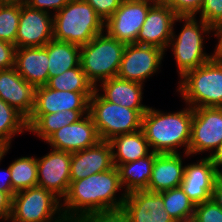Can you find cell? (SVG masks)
<instances>
[{"mask_svg":"<svg viewBox=\"0 0 222 222\" xmlns=\"http://www.w3.org/2000/svg\"><path fill=\"white\" fill-rule=\"evenodd\" d=\"M35 89L15 68L0 70V99L14 107L26 119L34 109Z\"/></svg>","mask_w":222,"mask_h":222,"instance_id":"ac0fdd59","label":"cell"},{"mask_svg":"<svg viewBox=\"0 0 222 222\" xmlns=\"http://www.w3.org/2000/svg\"><path fill=\"white\" fill-rule=\"evenodd\" d=\"M211 199L222 209V188L215 183Z\"/></svg>","mask_w":222,"mask_h":222,"instance_id":"ee69618b","label":"cell"},{"mask_svg":"<svg viewBox=\"0 0 222 222\" xmlns=\"http://www.w3.org/2000/svg\"><path fill=\"white\" fill-rule=\"evenodd\" d=\"M180 153H163L156 156L146 191L160 193L181 186L185 166Z\"/></svg>","mask_w":222,"mask_h":222,"instance_id":"44dd1931","label":"cell"},{"mask_svg":"<svg viewBox=\"0 0 222 222\" xmlns=\"http://www.w3.org/2000/svg\"><path fill=\"white\" fill-rule=\"evenodd\" d=\"M48 60L44 47L16 48L14 68L35 88L45 86L49 79Z\"/></svg>","mask_w":222,"mask_h":222,"instance_id":"7402d4cb","label":"cell"},{"mask_svg":"<svg viewBox=\"0 0 222 222\" xmlns=\"http://www.w3.org/2000/svg\"><path fill=\"white\" fill-rule=\"evenodd\" d=\"M192 120L193 108L189 105L173 113L148 107L142 116L141 129L152 152L178 153V148L184 146L186 157L189 156Z\"/></svg>","mask_w":222,"mask_h":222,"instance_id":"7a4b0ae2","label":"cell"},{"mask_svg":"<svg viewBox=\"0 0 222 222\" xmlns=\"http://www.w3.org/2000/svg\"><path fill=\"white\" fill-rule=\"evenodd\" d=\"M129 222H175L164 208L160 193L136 190L126 194L122 206Z\"/></svg>","mask_w":222,"mask_h":222,"instance_id":"2e32d148","label":"cell"},{"mask_svg":"<svg viewBox=\"0 0 222 222\" xmlns=\"http://www.w3.org/2000/svg\"><path fill=\"white\" fill-rule=\"evenodd\" d=\"M143 85L139 82L113 77L102 81L95 90L106 101L134 110H147L149 106L142 104ZM100 86V87H98ZM103 94H100V89Z\"/></svg>","mask_w":222,"mask_h":222,"instance_id":"603a6c76","label":"cell"},{"mask_svg":"<svg viewBox=\"0 0 222 222\" xmlns=\"http://www.w3.org/2000/svg\"><path fill=\"white\" fill-rule=\"evenodd\" d=\"M178 15L161 0L150 8L137 37L136 44L156 46L167 51Z\"/></svg>","mask_w":222,"mask_h":222,"instance_id":"5bb4252c","label":"cell"},{"mask_svg":"<svg viewBox=\"0 0 222 222\" xmlns=\"http://www.w3.org/2000/svg\"><path fill=\"white\" fill-rule=\"evenodd\" d=\"M70 1L71 0H24V2L30 7L49 13L51 10L57 13Z\"/></svg>","mask_w":222,"mask_h":222,"instance_id":"f35d334b","label":"cell"},{"mask_svg":"<svg viewBox=\"0 0 222 222\" xmlns=\"http://www.w3.org/2000/svg\"><path fill=\"white\" fill-rule=\"evenodd\" d=\"M116 166L84 179L70 182L63 198L62 211L67 222H77L81 217L104 210L122 208L126 193L116 197L122 189Z\"/></svg>","mask_w":222,"mask_h":222,"instance_id":"6da1fadb","label":"cell"},{"mask_svg":"<svg viewBox=\"0 0 222 222\" xmlns=\"http://www.w3.org/2000/svg\"><path fill=\"white\" fill-rule=\"evenodd\" d=\"M216 183V170L208 156L197 163L185 165V173L181 182L184 193L196 204L211 199Z\"/></svg>","mask_w":222,"mask_h":222,"instance_id":"d6986e66","label":"cell"},{"mask_svg":"<svg viewBox=\"0 0 222 222\" xmlns=\"http://www.w3.org/2000/svg\"><path fill=\"white\" fill-rule=\"evenodd\" d=\"M12 188L15 193L37 186V158L20 157L9 165Z\"/></svg>","mask_w":222,"mask_h":222,"instance_id":"f546056e","label":"cell"},{"mask_svg":"<svg viewBox=\"0 0 222 222\" xmlns=\"http://www.w3.org/2000/svg\"><path fill=\"white\" fill-rule=\"evenodd\" d=\"M159 153L151 152L149 155L133 162L120 164L117 168L120 174V182L124 192L130 193L136 190H146L151 178L154 160Z\"/></svg>","mask_w":222,"mask_h":222,"instance_id":"484cf974","label":"cell"},{"mask_svg":"<svg viewBox=\"0 0 222 222\" xmlns=\"http://www.w3.org/2000/svg\"><path fill=\"white\" fill-rule=\"evenodd\" d=\"M211 160L214 169L217 171L222 167V143L217 147V149L208 156Z\"/></svg>","mask_w":222,"mask_h":222,"instance_id":"7bdbcfd3","label":"cell"},{"mask_svg":"<svg viewBox=\"0 0 222 222\" xmlns=\"http://www.w3.org/2000/svg\"><path fill=\"white\" fill-rule=\"evenodd\" d=\"M106 21L121 5L123 0H85Z\"/></svg>","mask_w":222,"mask_h":222,"instance_id":"8d00e7d4","label":"cell"},{"mask_svg":"<svg viewBox=\"0 0 222 222\" xmlns=\"http://www.w3.org/2000/svg\"><path fill=\"white\" fill-rule=\"evenodd\" d=\"M89 113V110H66L51 114H31L27 119L29 132L44 142L57 130L75 123Z\"/></svg>","mask_w":222,"mask_h":222,"instance_id":"d4e9b609","label":"cell"},{"mask_svg":"<svg viewBox=\"0 0 222 222\" xmlns=\"http://www.w3.org/2000/svg\"><path fill=\"white\" fill-rule=\"evenodd\" d=\"M21 14V1L0 2V40L16 46V36Z\"/></svg>","mask_w":222,"mask_h":222,"instance_id":"1f68e13d","label":"cell"},{"mask_svg":"<svg viewBox=\"0 0 222 222\" xmlns=\"http://www.w3.org/2000/svg\"><path fill=\"white\" fill-rule=\"evenodd\" d=\"M222 143V107H200L193 109L189 157L211 150V154Z\"/></svg>","mask_w":222,"mask_h":222,"instance_id":"30bf717a","label":"cell"},{"mask_svg":"<svg viewBox=\"0 0 222 222\" xmlns=\"http://www.w3.org/2000/svg\"><path fill=\"white\" fill-rule=\"evenodd\" d=\"M211 32H215L214 35L219 40L214 53L211 55L212 59L222 61V21L213 24L211 26Z\"/></svg>","mask_w":222,"mask_h":222,"instance_id":"b9f144b4","label":"cell"},{"mask_svg":"<svg viewBox=\"0 0 222 222\" xmlns=\"http://www.w3.org/2000/svg\"><path fill=\"white\" fill-rule=\"evenodd\" d=\"M165 51L151 45L126 44L117 77L144 84L157 73Z\"/></svg>","mask_w":222,"mask_h":222,"instance_id":"8fae6325","label":"cell"},{"mask_svg":"<svg viewBox=\"0 0 222 222\" xmlns=\"http://www.w3.org/2000/svg\"><path fill=\"white\" fill-rule=\"evenodd\" d=\"M10 148H0V162L9 151ZM2 177V178H1ZM4 177V178H3ZM0 192L9 194L12 198L15 194L11 183V173L9 166L6 170H0Z\"/></svg>","mask_w":222,"mask_h":222,"instance_id":"ab89813d","label":"cell"},{"mask_svg":"<svg viewBox=\"0 0 222 222\" xmlns=\"http://www.w3.org/2000/svg\"><path fill=\"white\" fill-rule=\"evenodd\" d=\"M114 166L112 149L108 141H100L93 147L71 153L70 180L84 179L104 172Z\"/></svg>","mask_w":222,"mask_h":222,"instance_id":"ffe728a7","label":"cell"},{"mask_svg":"<svg viewBox=\"0 0 222 222\" xmlns=\"http://www.w3.org/2000/svg\"><path fill=\"white\" fill-rule=\"evenodd\" d=\"M44 48L47 50L49 57V78L60 75L80 64L79 45L59 41L53 38L44 46Z\"/></svg>","mask_w":222,"mask_h":222,"instance_id":"4316f807","label":"cell"},{"mask_svg":"<svg viewBox=\"0 0 222 222\" xmlns=\"http://www.w3.org/2000/svg\"><path fill=\"white\" fill-rule=\"evenodd\" d=\"M9 220L14 222H67L62 211V200L40 186L14 194Z\"/></svg>","mask_w":222,"mask_h":222,"instance_id":"ba28073f","label":"cell"},{"mask_svg":"<svg viewBox=\"0 0 222 222\" xmlns=\"http://www.w3.org/2000/svg\"><path fill=\"white\" fill-rule=\"evenodd\" d=\"M216 183L222 188V169L216 172Z\"/></svg>","mask_w":222,"mask_h":222,"instance_id":"f6af8a7d","label":"cell"},{"mask_svg":"<svg viewBox=\"0 0 222 222\" xmlns=\"http://www.w3.org/2000/svg\"><path fill=\"white\" fill-rule=\"evenodd\" d=\"M12 199L9 194L0 192V220L9 222L12 210Z\"/></svg>","mask_w":222,"mask_h":222,"instance_id":"60d3db41","label":"cell"},{"mask_svg":"<svg viewBox=\"0 0 222 222\" xmlns=\"http://www.w3.org/2000/svg\"><path fill=\"white\" fill-rule=\"evenodd\" d=\"M24 131H28L27 119L0 99V148H11L13 137Z\"/></svg>","mask_w":222,"mask_h":222,"instance_id":"83f0119b","label":"cell"},{"mask_svg":"<svg viewBox=\"0 0 222 222\" xmlns=\"http://www.w3.org/2000/svg\"><path fill=\"white\" fill-rule=\"evenodd\" d=\"M198 13L200 19L210 26L222 21V0H203Z\"/></svg>","mask_w":222,"mask_h":222,"instance_id":"e575fe53","label":"cell"},{"mask_svg":"<svg viewBox=\"0 0 222 222\" xmlns=\"http://www.w3.org/2000/svg\"><path fill=\"white\" fill-rule=\"evenodd\" d=\"M147 110H134L104 100L95 90L89 99V114L101 141L141 129L142 116Z\"/></svg>","mask_w":222,"mask_h":222,"instance_id":"52a82bcc","label":"cell"},{"mask_svg":"<svg viewBox=\"0 0 222 222\" xmlns=\"http://www.w3.org/2000/svg\"><path fill=\"white\" fill-rule=\"evenodd\" d=\"M16 46L0 40V70L14 68Z\"/></svg>","mask_w":222,"mask_h":222,"instance_id":"74e56055","label":"cell"},{"mask_svg":"<svg viewBox=\"0 0 222 222\" xmlns=\"http://www.w3.org/2000/svg\"><path fill=\"white\" fill-rule=\"evenodd\" d=\"M157 0H123L120 7L105 21L104 32L125 44L137 41L149 8Z\"/></svg>","mask_w":222,"mask_h":222,"instance_id":"9c48e42d","label":"cell"},{"mask_svg":"<svg viewBox=\"0 0 222 222\" xmlns=\"http://www.w3.org/2000/svg\"><path fill=\"white\" fill-rule=\"evenodd\" d=\"M179 22L185 23L178 35L174 28L168 47L173 52L180 78L190 70L209 62L212 56L204 50L203 35L209 36L211 26L195 16L178 17ZM209 54V55H208Z\"/></svg>","mask_w":222,"mask_h":222,"instance_id":"8992f818","label":"cell"},{"mask_svg":"<svg viewBox=\"0 0 222 222\" xmlns=\"http://www.w3.org/2000/svg\"><path fill=\"white\" fill-rule=\"evenodd\" d=\"M108 142L111 145L112 160L116 167L120 164L136 161L152 152L142 129L116 135Z\"/></svg>","mask_w":222,"mask_h":222,"instance_id":"cb8c5ba5","label":"cell"},{"mask_svg":"<svg viewBox=\"0 0 222 222\" xmlns=\"http://www.w3.org/2000/svg\"><path fill=\"white\" fill-rule=\"evenodd\" d=\"M53 39V14L37 10L21 1L16 48L44 47Z\"/></svg>","mask_w":222,"mask_h":222,"instance_id":"4fadbf2b","label":"cell"},{"mask_svg":"<svg viewBox=\"0 0 222 222\" xmlns=\"http://www.w3.org/2000/svg\"><path fill=\"white\" fill-rule=\"evenodd\" d=\"M94 92L53 90L36 87L35 105L32 114H51L66 110H89V99Z\"/></svg>","mask_w":222,"mask_h":222,"instance_id":"e0dca14e","label":"cell"},{"mask_svg":"<svg viewBox=\"0 0 222 222\" xmlns=\"http://www.w3.org/2000/svg\"><path fill=\"white\" fill-rule=\"evenodd\" d=\"M178 84L182 100L193 109L222 107V61L211 59L188 71Z\"/></svg>","mask_w":222,"mask_h":222,"instance_id":"277c9868","label":"cell"},{"mask_svg":"<svg viewBox=\"0 0 222 222\" xmlns=\"http://www.w3.org/2000/svg\"><path fill=\"white\" fill-rule=\"evenodd\" d=\"M48 88L59 91L74 92H94L95 87L87 79L86 74L82 70L81 64L77 67L63 72L60 75L48 79L46 83Z\"/></svg>","mask_w":222,"mask_h":222,"instance_id":"4dcf8cb0","label":"cell"},{"mask_svg":"<svg viewBox=\"0 0 222 222\" xmlns=\"http://www.w3.org/2000/svg\"><path fill=\"white\" fill-rule=\"evenodd\" d=\"M164 208L175 222H191L194 216L195 203L184 193L181 187L160 192Z\"/></svg>","mask_w":222,"mask_h":222,"instance_id":"f1b7e54d","label":"cell"},{"mask_svg":"<svg viewBox=\"0 0 222 222\" xmlns=\"http://www.w3.org/2000/svg\"><path fill=\"white\" fill-rule=\"evenodd\" d=\"M191 222H222V209L212 199L196 204Z\"/></svg>","mask_w":222,"mask_h":222,"instance_id":"d6a6232c","label":"cell"},{"mask_svg":"<svg viewBox=\"0 0 222 222\" xmlns=\"http://www.w3.org/2000/svg\"><path fill=\"white\" fill-rule=\"evenodd\" d=\"M125 46V43L110 37L106 32L80 46L82 70L94 87L98 82L117 76Z\"/></svg>","mask_w":222,"mask_h":222,"instance_id":"5b68a950","label":"cell"},{"mask_svg":"<svg viewBox=\"0 0 222 222\" xmlns=\"http://www.w3.org/2000/svg\"><path fill=\"white\" fill-rule=\"evenodd\" d=\"M77 222H129V219L123 208H120L91 213Z\"/></svg>","mask_w":222,"mask_h":222,"instance_id":"836d02e7","label":"cell"},{"mask_svg":"<svg viewBox=\"0 0 222 222\" xmlns=\"http://www.w3.org/2000/svg\"><path fill=\"white\" fill-rule=\"evenodd\" d=\"M53 14V38L79 46L104 32L105 21L85 0H71Z\"/></svg>","mask_w":222,"mask_h":222,"instance_id":"3957f363","label":"cell"},{"mask_svg":"<svg viewBox=\"0 0 222 222\" xmlns=\"http://www.w3.org/2000/svg\"><path fill=\"white\" fill-rule=\"evenodd\" d=\"M100 141L96 126L88 113L79 121L54 132L45 142L53 149L73 153L93 147Z\"/></svg>","mask_w":222,"mask_h":222,"instance_id":"9a60e30c","label":"cell"},{"mask_svg":"<svg viewBox=\"0 0 222 222\" xmlns=\"http://www.w3.org/2000/svg\"><path fill=\"white\" fill-rule=\"evenodd\" d=\"M179 17L195 16L200 10L203 0H161Z\"/></svg>","mask_w":222,"mask_h":222,"instance_id":"d590c367","label":"cell"},{"mask_svg":"<svg viewBox=\"0 0 222 222\" xmlns=\"http://www.w3.org/2000/svg\"><path fill=\"white\" fill-rule=\"evenodd\" d=\"M71 153L50 150L45 156L37 158V186L54 193L62 200L70 186Z\"/></svg>","mask_w":222,"mask_h":222,"instance_id":"7c38bea8","label":"cell"}]
</instances>
